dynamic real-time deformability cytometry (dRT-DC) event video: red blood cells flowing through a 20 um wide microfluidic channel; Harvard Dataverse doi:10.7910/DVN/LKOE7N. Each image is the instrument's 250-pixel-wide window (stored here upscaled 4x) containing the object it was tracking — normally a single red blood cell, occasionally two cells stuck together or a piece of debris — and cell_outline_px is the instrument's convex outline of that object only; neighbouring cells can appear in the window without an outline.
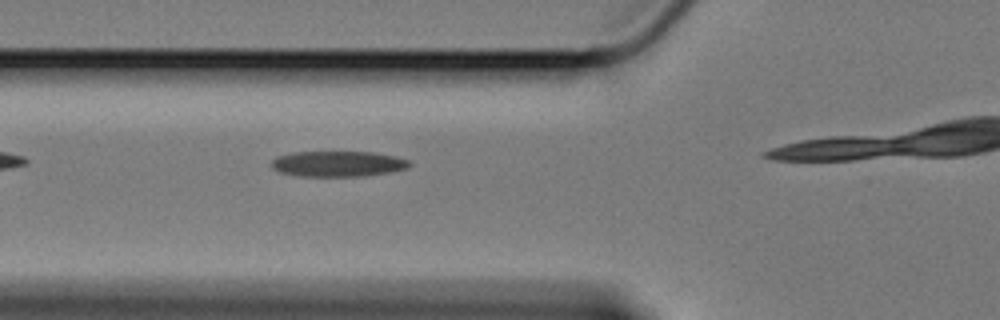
{"species": "Egyptian fruit bat (a non-hibernating species)", "species_latin": "Rousettus aegyptiacus", "temperature_condition": "cold", "stored_images_in_passage": 7, "camera_frame_rate_fps": 3000, "um_per_image_px": 0.085, "animal": {"sex": "female"}, "frame": {"image": 1, "passage_image": 3, "time_ms": 0.667, "image_size_px": [1000, 320], "cell_outline_px": [[412, 164], [408, 168], [392, 172], [364, 176], [300, 176], [280, 172], [272, 168], [272, 160], [276, 156], [292, 152], [372, 152], [396, 156], [408, 160]], "centroid_in_image_um": [28.74, 13.92], "position_along_channel_um": 97.1, "area_um2": 20.69}}
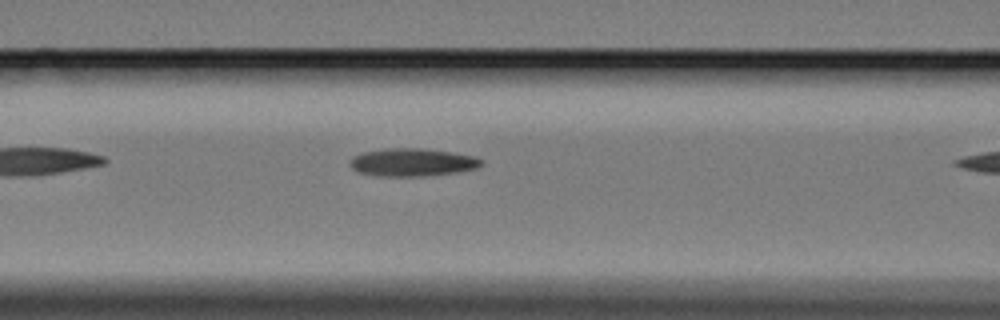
{"frame": {"image": 2, "passage_image": 6, "time_ms": 1.667, "image_size_px": [1000, 320], "cell_outline_px": [[484, 164], [476, 168], [456, 172], [424, 176], [376, 176], [356, 172], [348, 164], [348, 160], [352, 156], [364, 152], [388, 148], [424, 148], [452, 152], [476, 156], [484, 160]], "centroid_in_image_um": [35.03, 13.79], "position_along_channel_um": 131.6, "area_um2": 21.68}}